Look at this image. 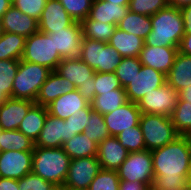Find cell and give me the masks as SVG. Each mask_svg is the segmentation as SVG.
Instances as JSON below:
<instances>
[{
	"mask_svg": "<svg viewBox=\"0 0 191 190\" xmlns=\"http://www.w3.org/2000/svg\"><path fill=\"white\" fill-rule=\"evenodd\" d=\"M157 190H182L188 186L191 136L180 135L167 145L151 151Z\"/></svg>",
	"mask_w": 191,
	"mask_h": 190,
	"instance_id": "6da1fadb",
	"label": "cell"
},
{
	"mask_svg": "<svg viewBox=\"0 0 191 190\" xmlns=\"http://www.w3.org/2000/svg\"><path fill=\"white\" fill-rule=\"evenodd\" d=\"M150 18L152 31L144 40L145 45L179 47L185 34L180 8L168 5Z\"/></svg>",
	"mask_w": 191,
	"mask_h": 190,
	"instance_id": "7a4b0ae2",
	"label": "cell"
},
{
	"mask_svg": "<svg viewBox=\"0 0 191 190\" xmlns=\"http://www.w3.org/2000/svg\"><path fill=\"white\" fill-rule=\"evenodd\" d=\"M70 157L59 148H33L32 173L53 185L63 186L68 174Z\"/></svg>",
	"mask_w": 191,
	"mask_h": 190,
	"instance_id": "3957f363",
	"label": "cell"
},
{
	"mask_svg": "<svg viewBox=\"0 0 191 190\" xmlns=\"http://www.w3.org/2000/svg\"><path fill=\"white\" fill-rule=\"evenodd\" d=\"M51 72L46 66L19 60L18 71L13 80L12 98L35 102L41 86Z\"/></svg>",
	"mask_w": 191,
	"mask_h": 190,
	"instance_id": "277c9868",
	"label": "cell"
},
{
	"mask_svg": "<svg viewBox=\"0 0 191 190\" xmlns=\"http://www.w3.org/2000/svg\"><path fill=\"white\" fill-rule=\"evenodd\" d=\"M139 126L148 151L163 147L180 136L171 117L165 115L142 113Z\"/></svg>",
	"mask_w": 191,
	"mask_h": 190,
	"instance_id": "5b68a950",
	"label": "cell"
},
{
	"mask_svg": "<svg viewBox=\"0 0 191 190\" xmlns=\"http://www.w3.org/2000/svg\"><path fill=\"white\" fill-rule=\"evenodd\" d=\"M78 57L95 72L99 73L115 72L123 58L108 43L84 38Z\"/></svg>",
	"mask_w": 191,
	"mask_h": 190,
	"instance_id": "8992f818",
	"label": "cell"
},
{
	"mask_svg": "<svg viewBox=\"0 0 191 190\" xmlns=\"http://www.w3.org/2000/svg\"><path fill=\"white\" fill-rule=\"evenodd\" d=\"M22 60L46 66L54 71L62 61V57L55 49L50 36L38 31L26 38Z\"/></svg>",
	"mask_w": 191,
	"mask_h": 190,
	"instance_id": "52a82bcc",
	"label": "cell"
},
{
	"mask_svg": "<svg viewBox=\"0 0 191 190\" xmlns=\"http://www.w3.org/2000/svg\"><path fill=\"white\" fill-rule=\"evenodd\" d=\"M117 172L119 180L142 182L151 187L154 181L151 151L145 149L128 153Z\"/></svg>",
	"mask_w": 191,
	"mask_h": 190,
	"instance_id": "ba28073f",
	"label": "cell"
},
{
	"mask_svg": "<svg viewBox=\"0 0 191 190\" xmlns=\"http://www.w3.org/2000/svg\"><path fill=\"white\" fill-rule=\"evenodd\" d=\"M179 100V93L167 82L160 88L146 93L137 103L141 113L170 117Z\"/></svg>",
	"mask_w": 191,
	"mask_h": 190,
	"instance_id": "9c48e42d",
	"label": "cell"
},
{
	"mask_svg": "<svg viewBox=\"0 0 191 190\" xmlns=\"http://www.w3.org/2000/svg\"><path fill=\"white\" fill-rule=\"evenodd\" d=\"M101 170L97 156L71 159L64 188L88 189Z\"/></svg>",
	"mask_w": 191,
	"mask_h": 190,
	"instance_id": "30bf717a",
	"label": "cell"
},
{
	"mask_svg": "<svg viewBox=\"0 0 191 190\" xmlns=\"http://www.w3.org/2000/svg\"><path fill=\"white\" fill-rule=\"evenodd\" d=\"M166 75L145 65H142L139 74L124 88L130 102L138 101L151 90L160 88L166 83Z\"/></svg>",
	"mask_w": 191,
	"mask_h": 190,
	"instance_id": "8fae6325",
	"label": "cell"
},
{
	"mask_svg": "<svg viewBox=\"0 0 191 190\" xmlns=\"http://www.w3.org/2000/svg\"><path fill=\"white\" fill-rule=\"evenodd\" d=\"M33 151L0 152V177L21 179L32 172Z\"/></svg>",
	"mask_w": 191,
	"mask_h": 190,
	"instance_id": "7c38bea8",
	"label": "cell"
},
{
	"mask_svg": "<svg viewBox=\"0 0 191 190\" xmlns=\"http://www.w3.org/2000/svg\"><path fill=\"white\" fill-rule=\"evenodd\" d=\"M141 114L137 103L128 100L121 107L103 115V118L110 136L116 137L123 130L139 125Z\"/></svg>",
	"mask_w": 191,
	"mask_h": 190,
	"instance_id": "4fadbf2b",
	"label": "cell"
},
{
	"mask_svg": "<svg viewBox=\"0 0 191 190\" xmlns=\"http://www.w3.org/2000/svg\"><path fill=\"white\" fill-rule=\"evenodd\" d=\"M62 59L77 58L80 53L83 34L81 22H74L63 30L48 34Z\"/></svg>",
	"mask_w": 191,
	"mask_h": 190,
	"instance_id": "5bb4252c",
	"label": "cell"
},
{
	"mask_svg": "<svg viewBox=\"0 0 191 190\" xmlns=\"http://www.w3.org/2000/svg\"><path fill=\"white\" fill-rule=\"evenodd\" d=\"M69 123L65 120L47 114L44 126L40 131L39 137L34 143L36 147L59 148L69 140Z\"/></svg>",
	"mask_w": 191,
	"mask_h": 190,
	"instance_id": "9a60e30c",
	"label": "cell"
},
{
	"mask_svg": "<svg viewBox=\"0 0 191 190\" xmlns=\"http://www.w3.org/2000/svg\"><path fill=\"white\" fill-rule=\"evenodd\" d=\"M74 22V19L65 11V8L58 0H47L38 20L39 31L52 34L71 26Z\"/></svg>",
	"mask_w": 191,
	"mask_h": 190,
	"instance_id": "2e32d148",
	"label": "cell"
},
{
	"mask_svg": "<svg viewBox=\"0 0 191 190\" xmlns=\"http://www.w3.org/2000/svg\"><path fill=\"white\" fill-rule=\"evenodd\" d=\"M179 47H153L145 45L139 53L142 65L151 67L167 76L173 66Z\"/></svg>",
	"mask_w": 191,
	"mask_h": 190,
	"instance_id": "e0dca14e",
	"label": "cell"
},
{
	"mask_svg": "<svg viewBox=\"0 0 191 190\" xmlns=\"http://www.w3.org/2000/svg\"><path fill=\"white\" fill-rule=\"evenodd\" d=\"M0 19L4 32L15 33L28 38L39 31L38 20L23 14L13 5L8 8Z\"/></svg>",
	"mask_w": 191,
	"mask_h": 190,
	"instance_id": "ac0fdd59",
	"label": "cell"
},
{
	"mask_svg": "<svg viewBox=\"0 0 191 190\" xmlns=\"http://www.w3.org/2000/svg\"><path fill=\"white\" fill-rule=\"evenodd\" d=\"M128 153L117 137L110 136L98 144L97 159L101 169L117 171L126 160Z\"/></svg>",
	"mask_w": 191,
	"mask_h": 190,
	"instance_id": "d6986e66",
	"label": "cell"
},
{
	"mask_svg": "<svg viewBox=\"0 0 191 190\" xmlns=\"http://www.w3.org/2000/svg\"><path fill=\"white\" fill-rule=\"evenodd\" d=\"M34 104L31 100L9 98L0 106V127L3 130H17Z\"/></svg>",
	"mask_w": 191,
	"mask_h": 190,
	"instance_id": "ffe728a7",
	"label": "cell"
},
{
	"mask_svg": "<svg viewBox=\"0 0 191 190\" xmlns=\"http://www.w3.org/2000/svg\"><path fill=\"white\" fill-rule=\"evenodd\" d=\"M74 89L76 88L72 82L65 79L54 70L41 86L35 104L46 107L56 98L68 92H72Z\"/></svg>",
	"mask_w": 191,
	"mask_h": 190,
	"instance_id": "44dd1931",
	"label": "cell"
},
{
	"mask_svg": "<svg viewBox=\"0 0 191 190\" xmlns=\"http://www.w3.org/2000/svg\"><path fill=\"white\" fill-rule=\"evenodd\" d=\"M90 102H88L77 89L72 92H68L60 97L56 98L50 104H48V114L66 120L69 116L76 111L86 108Z\"/></svg>",
	"mask_w": 191,
	"mask_h": 190,
	"instance_id": "7402d4cb",
	"label": "cell"
},
{
	"mask_svg": "<svg viewBox=\"0 0 191 190\" xmlns=\"http://www.w3.org/2000/svg\"><path fill=\"white\" fill-rule=\"evenodd\" d=\"M55 71L72 82L75 88L79 87L81 84L90 82V78L94 76L95 73V71L79 57L62 59Z\"/></svg>",
	"mask_w": 191,
	"mask_h": 190,
	"instance_id": "603a6c76",
	"label": "cell"
},
{
	"mask_svg": "<svg viewBox=\"0 0 191 190\" xmlns=\"http://www.w3.org/2000/svg\"><path fill=\"white\" fill-rule=\"evenodd\" d=\"M128 11V6L110 3L105 0H94L88 17L101 23L118 25Z\"/></svg>",
	"mask_w": 191,
	"mask_h": 190,
	"instance_id": "cb8c5ba5",
	"label": "cell"
},
{
	"mask_svg": "<svg viewBox=\"0 0 191 190\" xmlns=\"http://www.w3.org/2000/svg\"><path fill=\"white\" fill-rule=\"evenodd\" d=\"M166 81L178 92L191 86V56L178 51Z\"/></svg>",
	"mask_w": 191,
	"mask_h": 190,
	"instance_id": "d4e9b609",
	"label": "cell"
},
{
	"mask_svg": "<svg viewBox=\"0 0 191 190\" xmlns=\"http://www.w3.org/2000/svg\"><path fill=\"white\" fill-rule=\"evenodd\" d=\"M107 43L114 47L122 57H138L145 41L138 36L116 28Z\"/></svg>",
	"mask_w": 191,
	"mask_h": 190,
	"instance_id": "484cf974",
	"label": "cell"
},
{
	"mask_svg": "<svg viewBox=\"0 0 191 190\" xmlns=\"http://www.w3.org/2000/svg\"><path fill=\"white\" fill-rule=\"evenodd\" d=\"M47 114V107L34 104L23 118L18 130L35 143L44 126Z\"/></svg>",
	"mask_w": 191,
	"mask_h": 190,
	"instance_id": "4316f807",
	"label": "cell"
},
{
	"mask_svg": "<svg viewBox=\"0 0 191 190\" xmlns=\"http://www.w3.org/2000/svg\"><path fill=\"white\" fill-rule=\"evenodd\" d=\"M63 150L68 154L70 159L97 156L98 144L89 139L84 133L74 135L62 145Z\"/></svg>",
	"mask_w": 191,
	"mask_h": 190,
	"instance_id": "83f0119b",
	"label": "cell"
},
{
	"mask_svg": "<svg viewBox=\"0 0 191 190\" xmlns=\"http://www.w3.org/2000/svg\"><path fill=\"white\" fill-rule=\"evenodd\" d=\"M128 101L123 87L111 90V92L96 95L91 102L92 109L102 115L114 111Z\"/></svg>",
	"mask_w": 191,
	"mask_h": 190,
	"instance_id": "f1b7e54d",
	"label": "cell"
},
{
	"mask_svg": "<svg viewBox=\"0 0 191 190\" xmlns=\"http://www.w3.org/2000/svg\"><path fill=\"white\" fill-rule=\"evenodd\" d=\"M117 28L145 40L152 31L151 18L128 11L127 15L118 23Z\"/></svg>",
	"mask_w": 191,
	"mask_h": 190,
	"instance_id": "f546056e",
	"label": "cell"
},
{
	"mask_svg": "<svg viewBox=\"0 0 191 190\" xmlns=\"http://www.w3.org/2000/svg\"><path fill=\"white\" fill-rule=\"evenodd\" d=\"M24 36L3 32L0 36V60H21L25 49Z\"/></svg>",
	"mask_w": 191,
	"mask_h": 190,
	"instance_id": "4dcf8cb0",
	"label": "cell"
},
{
	"mask_svg": "<svg viewBox=\"0 0 191 190\" xmlns=\"http://www.w3.org/2000/svg\"><path fill=\"white\" fill-rule=\"evenodd\" d=\"M81 25L84 39H91L104 43H107L110 40L117 28V25L101 23L97 20L90 19L89 17L85 18L81 22Z\"/></svg>",
	"mask_w": 191,
	"mask_h": 190,
	"instance_id": "1f68e13d",
	"label": "cell"
},
{
	"mask_svg": "<svg viewBox=\"0 0 191 190\" xmlns=\"http://www.w3.org/2000/svg\"><path fill=\"white\" fill-rule=\"evenodd\" d=\"M19 60H0V106L12 98V86Z\"/></svg>",
	"mask_w": 191,
	"mask_h": 190,
	"instance_id": "d6a6232c",
	"label": "cell"
},
{
	"mask_svg": "<svg viewBox=\"0 0 191 190\" xmlns=\"http://www.w3.org/2000/svg\"><path fill=\"white\" fill-rule=\"evenodd\" d=\"M34 142L17 130H2L0 152L8 150L33 151Z\"/></svg>",
	"mask_w": 191,
	"mask_h": 190,
	"instance_id": "836d02e7",
	"label": "cell"
},
{
	"mask_svg": "<svg viewBox=\"0 0 191 190\" xmlns=\"http://www.w3.org/2000/svg\"><path fill=\"white\" fill-rule=\"evenodd\" d=\"M176 131L180 135L191 136V103L178 100L176 108L170 116Z\"/></svg>",
	"mask_w": 191,
	"mask_h": 190,
	"instance_id": "e575fe53",
	"label": "cell"
},
{
	"mask_svg": "<svg viewBox=\"0 0 191 190\" xmlns=\"http://www.w3.org/2000/svg\"><path fill=\"white\" fill-rule=\"evenodd\" d=\"M83 133L97 144L110 137L103 115L93 109L88 119V125L84 128Z\"/></svg>",
	"mask_w": 191,
	"mask_h": 190,
	"instance_id": "d590c367",
	"label": "cell"
},
{
	"mask_svg": "<svg viewBox=\"0 0 191 190\" xmlns=\"http://www.w3.org/2000/svg\"><path fill=\"white\" fill-rule=\"evenodd\" d=\"M121 145L130 152L145 150V141L139 125L123 130L116 136Z\"/></svg>",
	"mask_w": 191,
	"mask_h": 190,
	"instance_id": "8d00e7d4",
	"label": "cell"
},
{
	"mask_svg": "<svg viewBox=\"0 0 191 190\" xmlns=\"http://www.w3.org/2000/svg\"><path fill=\"white\" fill-rule=\"evenodd\" d=\"M142 64L138 57H123L115 70V74L123 88H125L139 71Z\"/></svg>",
	"mask_w": 191,
	"mask_h": 190,
	"instance_id": "74e56055",
	"label": "cell"
},
{
	"mask_svg": "<svg viewBox=\"0 0 191 190\" xmlns=\"http://www.w3.org/2000/svg\"><path fill=\"white\" fill-rule=\"evenodd\" d=\"M119 184L117 171L101 169L90 183L88 190H119Z\"/></svg>",
	"mask_w": 191,
	"mask_h": 190,
	"instance_id": "f35d334b",
	"label": "cell"
},
{
	"mask_svg": "<svg viewBox=\"0 0 191 190\" xmlns=\"http://www.w3.org/2000/svg\"><path fill=\"white\" fill-rule=\"evenodd\" d=\"M76 22L88 17L94 0H58Z\"/></svg>",
	"mask_w": 191,
	"mask_h": 190,
	"instance_id": "ab89813d",
	"label": "cell"
},
{
	"mask_svg": "<svg viewBox=\"0 0 191 190\" xmlns=\"http://www.w3.org/2000/svg\"><path fill=\"white\" fill-rule=\"evenodd\" d=\"M168 5V0H130L128 8L133 13L152 16Z\"/></svg>",
	"mask_w": 191,
	"mask_h": 190,
	"instance_id": "60d3db41",
	"label": "cell"
},
{
	"mask_svg": "<svg viewBox=\"0 0 191 190\" xmlns=\"http://www.w3.org/2000/svg\"><path fill=\"white\" fill-rule=\"evenodd\" d=\"M91 110L92 105L90 103L86 108L76 111L65 120V123H69V139H71L74 135L83 133L84 128L88 125V119L90 117Z\"/></svg>",
	"mask_w": 191,
	"mask_h": 190,
	"instance_id": "b9f144b4",
	"label": "cell"
},
{
	"mask_svg": "<svg viewBox=\"0 0 191 190\" xmlns=\"http://www.w3.org/2000/svg\"><path fill=\"white\" fill-rule=\"evenodd\" d=\"M94 85H95V96L102 93L111 92V90L122 87L115 72L111 73L95 72Z\"/></svg>",
	"mask_w": 191,
	"mask_h": 190,
	"instance_id": "7bdbcfd3",
	"label": "cell"
},
{
	"mask_svg": "<svg viewBox=\"0 0 191 190\" xmlns=\"http://www.w3.org/2000/svg\"><path fill=\"white\" fill-rule=\"evenodd\" d=\"M47 0H14L12 5L23 14L39 20Z\"/></svg>",
	"mask_w": 191,
	"mask_h": 190,
	"instance_id": "ee69618b",
	"label": "cell"
},
{
	"mask_svg": "<svg viewBox=\"0 0 191 190\" xmlns=\"http://www.w3.org/2000/svg\"><path fill=\"white\" fill-rule=\"evenodd\" d=\"M52 186L53 184L51 182L32 172L18 179L19 190H48Z\"/></svg>",
	"mask_w": 191,
	"mask_h": 190,
	"instance_id": "f6af8a7d",
	"label": "cell"
},
{
	"mask_svg": "<svg viewBox=\"0 0 191 190\" xmlns=\"http://www.w3.org/2000/svg\"><path fill=\"white\" fill-rule=\"evenodd\" d=\"M95 73L94 76L90 78V82H87L86 84H81L76 89L78 92L88 101L92 102L95 97Z\"/></svg>",
	"mask_w": 191,
	"mask_h": 190,
	"instance_id": "bcb514c9",
	"label": "cell"
},
{
	"mask_svg": "<svg viewBox=\"0 0 191 190\" xmlns=\"http://www.w3.org/2000/svg\"><path fill=\"white\" fill-rule=\"evenodd\" d=\"M184 23L185 34L191 33V5H185L180 8Z\"/></svg>",
	"mask_w": 191,
	"mask_h": 190,
	"instance_id": "7dc6e473",
	"label": "cell"
},
{
	"mask_svg": "<svg viewBox=\"0 0 191 190\" xmlns=\"http://www.w3.org/2000/svg\"><path fill=\"white\" fill-rule=\"evenodd\" d=\"M148 186L142 182H130L120 180L119 190H148Z\"/></svg>",
	"mask_w": 191,
	"mask_h": 190,
	"instance_id": "c3c4849f",
	"label": "cell"
},
{
	"mask_svg": "<svg viewBox=\"0 0 191 190\" xmlns=\"http://www.w3.org/2000/svg\"><path fill=\"white\" fill-rule=\"evenodd\" d=\"M178 51L182 54L191 56V33L184 34L179 45Z\"/></svg>",
	"mask_w": 191,
	"mask_h": 190,
	"instance_id": "681fc988",
	"label": "cell"
},
{
	"mask_svg": "<svg viewBox=\"0 0 191 190\" xmlns=\"http://www.w3.org/2000/svg\"><path fill=\"white\" fill-rule=\"evenodd\" d=\"M0 190H19L18 180L0 177Z\"/></svg>",
	"mask_w": 191,
	"mask_h": 190,
	"instance_id": "f907efd6",
	"label": "cell"
},
{
	"mask_svg": "<svg viewBox=\"0 0 191 190\" xmlns=\"http://www.w3.org/2000/svg\"><path fill=\"white\" fill-rule=\"evenodd\" d=\"M178 93L179 100L191 103V86L181 89Z\"/></svg>",
	"mask_w": 191,
	"mask_h": 190,
	"instance_id": "816d5d0a",
	"label": "cell"
},
{
	"mask_svg": "<svg viewBox=\"0 0 191 190\" xmlns=\"http://www.w3.org/2000/svg\"><path fill=\"white\" fill-rule=\"evenodd\" d=\"M169 5L181 8L185 5H191V0H168Z\"/></svg>",
	"mask_w": 191,
	"mask_h": 190,
	"instance_id": "f5cc1de1",
	"label": "cell"
},
{
	"mask_svg": "<svg viewBox=\"0 0 191 190\" xmlns=\"http://www.w3.org/2000/svg\"><path fill=\"white\" fill-rule=\"evenodd\" d=\"M12 5L8 0H0V18L3 14L8 10V8Z\"/></svg>",
	"mask_w": 191,
	"mask_h": 190,
	"instance_id": "db71d44e",
	"label": "cell"
},
{
	"mask_svg": "<svg viewBox=\"0 0 191 190\" xmlns=\"http://www.w3.org/2000/svg\"><path fill=\"white\" fill-rule=\"evenodd\" d=\"M108 1L110 3H114V4H118V5H122V6H128L130 0H105Z\"/></svg>",
	"mask_w": 191,
	"mask_h": 190,
	"instance_id": "11a10c76",
	"label": "cell"
},
{
	"mask_svg": "<svg viewBox=\"0 0 191 190\" xmlns=\"http://www.w3.org/2000/svg\"><path fill=\"white\" fill-rule=\"evenodd\" d=\"M48 190H64L63 186L60 185H53L51 188H49Z\"/></svg>",
	"mask_w": 191,
	"mask_h": 190,
	"instance_id": "9f6ffc18",
	"label": "cell"
},
{
	"mask_svg": "<svg viewBox=\"0 0 191 190\" xmlns=\"http://www.w3.org/2000/svg\"><path fill=\"white\" fill-rule=\"evenodd\" d=\"M187 178H188V186L191 187V163H190L189 173Z\"/></svg>",
	"mask_w": 191,
	"mask_h": 190,
	"instance_id": "6f0895ef",
	"label": "cell"
},
{
	"mask_svg": "<svg viewBox=\"0 0 191 190\" xmlns=\"http://www.w3.org/2000/svg\"><path fill=\"white\" fill-rule=\"evenodd\" d=\"M3 28H2V24H1V19H0V36L3 34Z\"/></svg>",
	"mask_w": 191,
	"mask_h": 190,
	"instance_id": "680465c9",
	"label": "cell"
},
{
	"mask_svg": "<svg viewBox=\"0 0 191 190\" xmlns=\"http://www.w3.org/2000/svg\"><path fill=\"white\" fill-rule=\"evenodd\" d=\"M64 190H88V189H74V188H64Z\"/></svg>",
	"mask_w": 191,
	"mask_h": 190,
	"instance_id": "91938a15",
	"label": "cell"
},
{
	"mask_svg": "<svg viewBox=\"0 0 191 190\" xmlns=\"http://www.w3.org/2000/svg\"><path fill=\"white\" fill-rule=\"evenodd\" d=\"M182 190H191V187L187 186L186 188H183Z\"/></svg>",
	"mask_w": 191,
	"mask_h": 190,
	"instance_id": "94428289",
	"label": "cell"
},
{
	"mask_svg": "<svg viewBox=\"0 0 191 190\" xmlns=\"http://www.w3.org/2000/svg\"><path fill=\"white\" fill-rule=\"evenodd\" d=\"M148 190H157L153 186L149 187Z\"/></svg>",
	"mask_w": 191,
	"mask_h": 190,
	"instance_id": "6125c7cd",
	"label": "cell"
},
{
	"mask_svg": "<svg viewBox=\"0 0 191 190\" xmlns=\"http://www.w3.org/2000/svg\"><path fill=\"white\" fill-rule=\"evenodd\" d=\"M3 129L0 127V143H1V131H2Z\"/></svg>",
	"mask_w": 191,
	"mask_h": 190,
	"instance_id": "be15d7a7",
	"label": "cell"
}]
</instances>
